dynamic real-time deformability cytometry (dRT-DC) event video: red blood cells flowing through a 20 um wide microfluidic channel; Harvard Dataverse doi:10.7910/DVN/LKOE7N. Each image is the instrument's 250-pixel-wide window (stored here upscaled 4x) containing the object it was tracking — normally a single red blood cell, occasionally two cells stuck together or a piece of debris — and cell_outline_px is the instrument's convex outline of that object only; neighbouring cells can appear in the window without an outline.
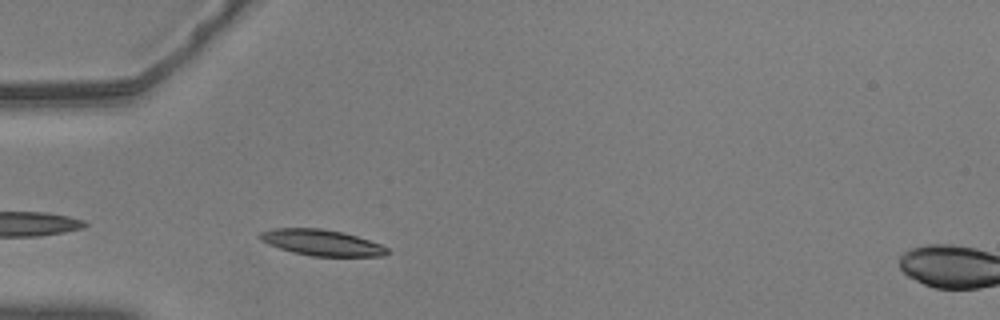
{"species": "common noctule bat (a hibernating species)", "species_latin": "Nyctalus noctula", "temperature_condition": "warm", "stored_images_in_passage": 38, "camera_frame_rate_fps": 3000, "um_per_image_px": 0.085, "animal": {"sex": "male", "body_mass_g": 20.5, "forearm_length_mm": 52.5}, "frame": {"image": 1, "passage_image": 3, "time_ms": 0.667, "image_size_px": [1000, 320], "cell_outline_px": [[388, 252], [384, 256], [312, 256], [292, 252], [268, 244], [260, 240], [256, 236], [260, 232], [272, 228], [320, 228], [344, 232], [380, 244], [388, 248]], "centroid_in_image_um": [27.29, 20.61], "position_along_channel_um": 57.7, "area_um2": 19.31}}
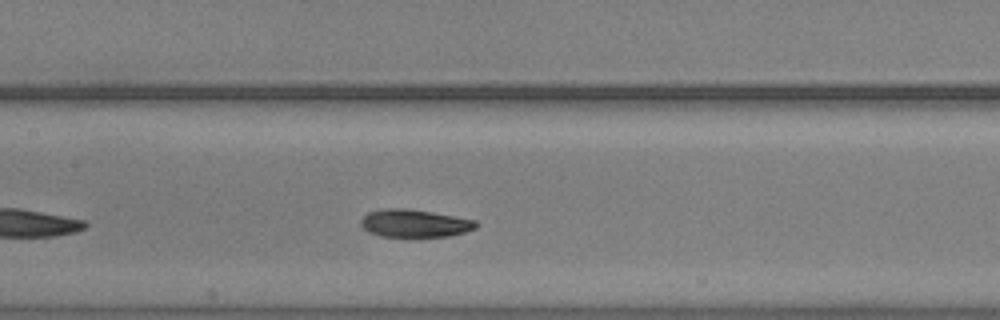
{"frame": {"image": 2, "passage_image": 13, "time_ms": 4.0, "image_size_px": [1000, 320], "cell_outline_px": [[480, 224], [476, 228], [464, 232], [448, 236], [380, 236], [368, 232], [360, 224], [360, 220], [368, 212], [384, 208], [404, 208], [432, 212], [476, 220]], "centroid_in_image_um": [35.24, 18.97], "position_along_channel_um": 172.2, "area_um2": 18.55}}
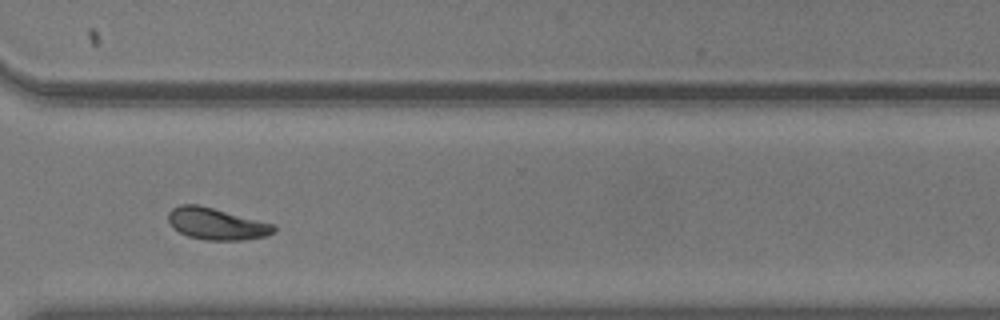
{"frame": {"image": 3, "passage_image": 28, "time_ms": 9.0, "image_size_px": [1000, 320], "cell_outline_px": [[276, 232], [264, 236], [240, 240], [208, 240], [188, 236], [172, 228], [168, 220], [168, 212], [172, 208], [180, 204], [196, 204], [276, 224]], "centroid_in_image_um": [18.4, 19.02], "position_along_channel_um": 352.2, "area_um2": 19.48}, "authors_computed_cell_mechanics": {"area_um2": 18.6983, "velocity_mm_per_s": 3.6125, "shape_relaxation_time_tau1_ms": 3.1788, "shape_relaxation_time_tau2_ms": 2.2721, "deformation_change_tau1": 0.1327, "deformation_change_tau2": 0.0753}}